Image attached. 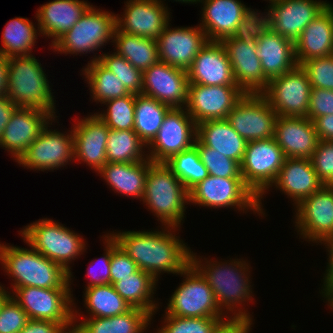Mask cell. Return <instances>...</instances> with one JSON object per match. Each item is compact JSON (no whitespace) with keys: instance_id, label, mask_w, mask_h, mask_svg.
Returning <instances> with one entry per match:
<instances>
[{"instance_id":"obj_56","label":"cell","mask_w":333,"mask_h":333,"mask_svg":"<svg viewBox=\"0 0 333 333\" xmlns=\"http://www.w3.org/2000/svg\"><path fill=\"white\" fill-rule=\"evenodd\" d=\"M313 123L319 140L333 141V114L317 117Z\"/></svg>"},{"instance_id":"obj_36","label":"cell","mask_w":333,"mask_h":333,"mask_svg":"<svg viewBox=\"0 0 333 333\" xmlns=\"http://www.w3.org/2000/svg\"><path fill=\"white\" fill-rule=\"evenodd\" d=\"M113 42L116 53L142 73L159 61L156 39L127 34L116 28Z\"/></svg>"},{"instance_id":"obj_11","label":"cell","mask_w":333,"mask_h":333,"mask_svg":"<svg viewBox=\"0 0 333 333\" xmlns=\"http://www.w3.org/2000/svg\"><path fill=\"white\" fill-rule=\"evenodd\" d=\"M189 203L203 207L238 208L260 215L259 199L245 185L243 178H221L207 176L189 191ZM249 209V210H248Z\"/></svg>"},{"instance_id":"obj_42","label":"cell","mask_w":333,"mask_h":333,"mask_svg":"<svg viewBox=\"0 0 333 333\" xmlns=\"http://www.w3.org/2000/svg\"><path fill=\"white\" fill-rule=\"evenodd\" d=\"M165 164L188 191L209 176V172L201 161L195 146L175 154Z\"/></svg>"},{"instance_id":"obj_44","label":"cell","mask_w":333,"mask_h":333,"mask_svg":"<svg viewBox=\"0 0 333 333\" xmlns=\"http://www.w3.org/2000/svg\"><path fill=\"white\" fill-rule=\"evenodd\" d=\"M100 55L90 61L98 60L105 68L118 76L130 93L142 94L143 73L140 70L116 52Z\"/></svg>"},{"instance_id":"obj_19","label":"cell","mask_w":333,"mask_h":333,"mask_svg":"<svg viewBox=\"0 0 333 333\" xmlns=\"http://www.w3.org/2000/svg\"><path fill=\"white\" fill-rule=\"evenodd\" d=\"M123 14L116 16L120 32L158 39L170 20L166 4L159 0H127Z\"/></svg>"},{"instance_id":"obj_34","label":"cell","mask_w":333,"mask_h":333,"mask_svg":"<svg viewBox=\"0 0 333 333\" xmlns=\"http://www.w3.org/2000/svg\"><path fill=\"white\" fill-rule=\"evenodd\" d=\"M197 139L207 147L241 164L247 141L226 120H209L197 124Z\"/></svg>"},{"instance_id":"obj_61","label":"cell","mask_w":333,"mask_h":333,"mask_svg":"<svg viewBox=\"0 0 333 333\" xmlns=\"http://www.w3.org/2000/svg\"><path fill=\"white\" fill-rule=\"evenodd\" d=\"M11 292L7 291L3 285H0V310L1 307L3 306V304L5 303V301L10 297Z\"/></svg>"},{"instance_id":"obj_33","label":"cell","mask_w":333,"mask_h":333,"mask_svg":"<svg viewBox=\"0 0 333 333\" xmlns=\"http://www.w3.org/2000/svg\"><path fill=\"white\" fill-rule=\"evenodd\" d=\"M152 163L150 159L132 163L107 162L97 174L106 180L113 191L142 201L146 176Z\"/></svg>"},{"instance_id":"obj_26","label":"cell","mask_w":333,"mask_h":333,"mask_svg":"<svg viewBox=\"0 0 333 333\" xmlns=\"http://www.w3.org/2000/svg\"><path fill=\"white\" fill-rule=\"evenodd\" d=\"M273 138L286 158L310 159L319 142L315 125L307 117L277 116Z\"/></svg>"},{"instance_id":"obj_47","label":"cell","mask_w":333,"mask_h":333,"mask_svg":"<svg viewBox=\"0 0 333 333\" xmlns=\"http://www.w3.org/2000/svg\"><path fill=\"white\" fill-rule=\"evenodd\" d=\"M164 326L156 333H212L218 324L226 318L213 317H177L164 316Z\"/></svg>"},{"instance_id":"obj_58","label":"cell","mask_w":333,"mask_h":333,"mask_svg":"<svg viewBox=\"0 0 333 333\" xmlns=\"http://www.w3.org/2000/svg\"><path fill=\"white\" fill-rule=\"evenodd\" d=\"M8 88V58L0 52V96L7 95Z\"/></svg>"},{"instance_id":"obj_59","label":"cell","mask_w":333,"mask_h":333,"mask_svg":"<svg viewBox=\"0 0 333 333\" xmlns=\"http://www.w3.org/2000/svg\"><path fill=\"white\" fill-rule=\"evenodd\" d=\"M323 244H326L325 247L328 249L327 252H329V257L327 258L329 260L327 263L326 273L323 278V285H325L333 277V233Z\"/></svg>"},{"instance_id":"obj_15","label":"cell","mask_w":333,"mask_h":333,"mask_svg":"<svg viewBox=\"0 0 333 333\" xmlns=\"http://www.w3.org/2000/svg\"><path fill=\"white\" fill-rule=\"evenodd\" d=\"M53 118L41 131L37 139L29 145L25 153L17 161L22 167L32 170H55L74 161L73 130L64 134L49 129ZM49 129V130H48Z\"/></svg>"},{"instance_id":"obj_32","label":"cell","mask_w":333,"mask_h":333,"mask_svg":"<svg viewBox=\"0 0 333 333\" xmlns=\"http://www.w3.org/2000/svg\"><path fill=\"white\" fill-rule=\"evenodd\" d=\"M74 306L73 333H143L151 324L152 315L141 309L132 307L126 313L113 317L85 318L78 322L77 309ZM77 324H76V323Z\"/></svg>"},{"instance_id":"obj_8","label":"cell","mask_w":333,"mask_h":333,"mask_svg":"<svg viewBox=\"0 0 333 333\" xmlns=\"http://www.w3.org/2000/svg\"><path fill=\"white\" fill-rule=\"evenodd\" d=\"M99 10L91 5L79 21L50 46L52 50L62 54H86L113 41L117 15Z\"/></svg>"},{"instance_id":"obj_62","label":"cell","mask_w":333,"mask_h":333,"mask_svg":"<svg viewBox=\"0 0 333 333\" xmlns=\"http://www.w3.org/2000/svg\"><path fill=\"white\" fill-rule=\"evenodd\" d=\"M159 1H161L163 3L162 0H159ZM174 1L181 2V3H190V4L195 3V4H197L199 0H174Z\"/></svg>"},{"instance_id":"obj_25","label":"cell","mask_w":333,"mask_h":333,"mask_svg":"<svg viewBox=\"0 0 333 333\" xmlns=\"http://www.w3.org/2000/svg\"><path fill=\"white\" fill-rule=\"evenodd\" d=\"M79 120L73 125L74 160L98 172L107 163L109 128L96 113Z\"/></svg>"},{"instance_id":"obj_49","label":"cell","mask_w":333,"mask_h":333,"mask_svg":"<svg viewBox=\"0 0 333 333\" xmlns=\"http://www.w3.org/2000/svg\"><path fill=\"white\" fill-rule=\"evenodd\" d=\"M310 160L319 180L333 186V141L319 140Z\"/></svg>"},{"instance_id":"obj_18","label":"cell","mask_w":333,"mask_h":333,"mask_svg":"<svg viewBox=\"0 0 333 333\" xmlns=\"http://www.w3.org/2000/svg\"><path fill=\"white\" fill-rule=\"evenodd\" d=\"M187 71L158 61L143 72L142 94L171 108H184L188 100Z\"/></svg>"},{"instance_id":"obj_37","label":"cell","mask_w":333,"mask_h":333,"mask_svg":"<svg viewBox=\"0 0 333 333\" xmlns=\"http://www.w3.org/2000/svg\"><path fill=\"white\" fill-rule=\"evenodd\" d=\"M171 109L167 104L146 96L136 94L134 132L148 146L158 133L165 115Z\"/></svg>"},{"instance_id":"obj_35","label":"cell","mask_w":333,"mask_h":333,"mask_svg":"<svg viewBox=\"0 0 333 333\" xmlns=\"http://www.w3.org/2000/svg\"><path fill=\"white\" fill-rule=\"evenodd\" d=\"M157 282L151 274L139 269L115 282L113 287L131 307L141 308L154 316L159 306L153 298Z\"/></svg>"},{"instance_id":"obj_57","label":"cell","mask_w":333,"mask_h":333,"mask_svg":"<svg viewBox=\"0 0 333 333\" xmlns=\"http://www.w3.org/2000/svg\"><path fill=\"white\" fill-rule=\"evenodd\" d=\"M18 108L7 95L0 96V139L14 111Z\"/></svg>"},{"instance_id":"obj_23","label":"cell","mask_w":333,"mask_h":333,"mask_svg":"<svg viewBox=\"0 0 333 333\" xmlns=\"http://www.w3.org/2000/svg\"><path fill=\"white\" fill-rule=\"evenodd\" d=\"M53 118L45 110L18 107L3 131L0 147L17 162Z\"/></svg>"},{"instance_id":"obj_14","label":"cell","mask_w":333,"mask_h":333,"mask_svg":"<svg viewBox=\"0 0 333 333\" xmlns=\"http://www.w3.org/2000/svg\"><path fill=\"white\" fill-rule=\"evenodd\" d=\"M276 111L261 93H245L226 120L247 142L273 138Z\"/></svg>"},{"instance_id":"obj_40","label":"cell","mask_w":333,"mask_h":333,"mask_svg":"<svg viewBox=\"0 0 333 333\" xmlns=\"http://www.w3.org/2000/svg\"><path fill=\"white\" fill-rule=\"evenodd\" d=\"M145 147L147 148L146 144L134 130L109 129L106 146L107 162L132 163L149 159L148 154L144 153Z\"/></svg>"},{"instance_id":"obj_55","label":"cell","mask_w":333,"mask_h":333,"mask_svg":"<svg viewBox=\"0 0 333 333\" xmlns=\"http://www.w3.org/2000/svg\"><path fill=\"white\" fill-rule=\"evenodd\" d=\"M253 320L244 318H227L221 321L212 333H249Z\"/></svg>"},{"instance_id":"obj_27","label":"cell","mask_w":333,"mask_h":333,"mask_svg":"<svg viewBox=\"0 0 333 333\" xmlns=\"http://www.w3.org/2000/svg\"><path fill=\"white\" fill-rule=\"evenodd\" d=\"M298 65L304 61L333 55V5L329 3L294 42Z\"/></svg>"},{"instance_id":"obj_13","label":"cell","mask_w":333,"mask_h":333,"mask_svg":"<svg viewBox=\"0 0 333 333\" xmlns=\"http://www.w3.org/2000/svg\"><path fill=\"white\" fill-rule=\"evenodd\" d=\"M196 138L197 124L186 108H171L157 135L147 146L148 158L154 163H165L175 154L193 147Z\"/></svg>"},{"instance_id":"obj_28","label":"cell","mask_w":333,"mask_h":333,"mask_svg":"<svg viewBox=\"0 0 333 333\" xmlns=\"http://www.w3.org/2000/svg\"><path fill=\"white\" fill-rule=\"evenodd\" d=\"M272 186L292 198L297 206L324 184L319 180L310 159L286 158Z\"/></svg>"},{"instance_id":"obj_38","label":"cell","mask_w":333,"mask_h":333,"mask_svg":"<svg viewBox=\"0 0 333 333\" xmlns=\"http://www.w3.org/2000/svg\"><path fill=\"white\" fill-rule=\"evenodd\" d=\"M34 26L35 24L27 18H12L2 32L0 52L6 58L32 55V47L34 48L36 39H38L37 34L41 35L40 30H36Z\"/></svg>"},{"instance_id":"obj_52","label":"cell","mask_w":333,"mask_h":333,"mask_svg":"<svg viewBox=\"0 0 333 333\" xmlns=\"http://www.w3.org/2000/svg\"><path fill=\"white\" fill-rule=\"evenodd\" d=\"M104 238V245H105V252L104 255L101 259H97L99 264L97 266L100 268L96 271V269L93 268L94 266V261H91V265L88 267V272L87 276L90 277L91 281L87 283L85 288L88 287H93V286H99V285H105V284H111V275H110V262H111V235L110 234H105L103 236ZM102 261V262H101ZM95 264V265H96ZM97 273H96V272ZM99 274V275H98Z\"/></svg>"},{"instance_id":"obj_7","label":"cell","mask_w":333,"mask_h":333,"mask_svg":"<svg viewBox=\"0 0 333 333\" xmlns=\"http://www.w3.org/2000/svg\"><path fill=\"white\" fill-rule=\"evenodd\" d=\"M285 159L283 150L274 138L247 142L240 172L245 185L259 199L261 216L265 214L261 199L274 183Z\"/></svg>"},{"instance_id":"obj_16","label":"cell","mask_w":333,"mask_h":333,"mask_svg":"<svg viewBox=\"0 0 333 333\" xmlns=\"http://www.w3.org/2000/svg\"><path fill=\"white\" fill-rule=\"evenodd\" d=\"M245 92L239 86L188 84L186 111L196 124L223 120Z\"/></svg>"},{"instance_id":"obj_51","label":"cell","mask_w":333,"mask_h":333,"mask_svg":"<svg viewBox=\"0 0 333 333\" xmlns=\"http://www.w3.org/2000/svg\"><path fill=\"white\" fill-rule=\"evenodd\" d=\"M111 284L139 270L137 264L117 245L111 236Z\"/></svg>"},{"instance_id":"obj_41","label":"cell","mask_w":333,"mask_h":333,"mask_svg":"<svg viewBox=\"0 0 333 333\" xmlns=\"http://www.w3.org/2000/svg\"><path fill=\"white\" fill-rule=\"evenodd\" d=\"M84 305L90 317H113L129 311L132 307L115 291L112 284L85 288Z\"/></svg>"},{"instance_id":"obj_30","label":"cell","mask_w":333,"mask_h":333,"mask_svg":"<svg viewBox=\"0 0 333 333\" xmlns=\"http://www.w3.org/2000/svg\"><path fill=\"white\" fill-rule=\"evenodd\" d=\"M91 5L82 0H53L41 5L36 11L37 28L48 38L51 45L69 31Z\"/></svg>"},{"instance_id":"obj_54","label":"cell","mask_w":333,"mask_h":333,"mask_svg":"<svg viewBox=\"0 0 333 333\" xmlns=\"http://www.w3.org/2000/svg\"><path fill=\"white\" fill-rule=\"evenodd\" d=\"M19 333H69L61 324L48 320L29 319Z\"/></svg>"},{"instance_id":"obj_10","label":"cell","mask_w":333,"mask_h":333,"mask_svg":"<svg viewBox=\"0 0 333 333\" xmlns=\"http://www.w3.org/2000/svg\"><path fill=\"white\" fill-rule=\"evenodd\" d=\"M180 275L185 279L168 300L165 315L228 318L218 307L210 285L191 263Z\"/></svg>"},{"instance_id":"obj_2","label":"cell","mask_w":333,"mask_h":333,"mask_svg":"<svg viewBox=\"0 0 333 333\" xmlns=\"http://www.w3.org/2000/svg\"><path fill=\"white\" fill-rule=\"evenodd\" d=\"M204 259L205 263H203V259L197 257L196 253L191 252V264L210 285L221 312L223 313L225 311L223 309H227L224 314L227 316V311H230L233 313L229 316L230 318L252 320V315L247 312L248 310L241 308L247 301L253 300L248 262L246 263L244 259H233L229 261L230 263Z\"/></svg>"},{"instance_id":"obj_29","label":"cell","mask_w":333,"mask_h":333,"mask_svg":"<svg viewBox=\"0 0 333 333\" xmlns=\"http://www.w3.org/2000/svg\"><path fill=\"white\" fill-rule=\"evenodd\" d=\"M198 3L204 4L200 27L208 41H222L231 37L247 8L239 0H199Z\"/></svg>"},{"instance_id":"obj_12","label":"cell","mask_w":333,"mask_h":333,"mask_svg":"<svg viewBox=\"0 0 333 333\" xmlns=\"http://www.w3.org/2000/svg\"><path fill=\"white\" fill-rule=\"evenodd\" d=\"M311 84L305 70L297 65L283 75L271 79L261 93L277 116L308 117Z\"/></svg>"},{"instance_id":"obj_1","label":"cell","mask_w":333,"mask_h":333,"mask_svg":"<svg viewBox=\"0 0 333 333\" xmlns=\"http://www.w3.org/2000/svg\"><path fill=\"white\" fill-rule=\"evenodd\" d=\"M161 231H113L110 235L138 266L157 281L160 273L180 274L191 263V249L174 233L178 227ZM173 233H172V231Z\"/></svg>"},{"instance_id":"obj_39","label":"cell","mask_w":333,"mask_h":333,"mask_svg":"<svg viewBox=\"0 0 333 333\" xmlns=\"http://www.w3.org/2000/svg\"><path fill=\"white\" fill-rule=\"evenodd\" d=\"M82 69L90 87L91 96L96 103L103 104L111 99L130 94L118 76L105 68L98 60L88 62L85 69Z\"/></svg>"},{"instance_id":"obj_24","label":"cell","mask_w":333,"mask_h":333,"mask_svg":"<svg viewBox=\"0 0 333 333\" xmlns=\"http://www.w3.org/2000/svg\"><path fill=\"white\" fill-rule=\"evenodd\" d=\"M189 83L205 86H238L227 51L221 41H208L187 69Z\"/></svg>"},{"instance_id":"obj_31","label":"cell","mask_w":333,"mask_h":333,"mask_svg":"<svg viewBox=\"0 0 333 333\" xmlns=\"http://www.w3.org/2000/svg\"><path fill=\"white\" fill-rule=\"evenodd\" d=\"M257 54L268 81L294 69L298 63L294 42L270 30L257 40Z\"/></svg>"},{"instance_id":"obj_3","label":"cell","mask_w":333,"mask_h":333,"mask_svg":"<svg viewBox=\"0 0 333 333\" xmlns=\"http://www.w3.org/2000/svg\"><path fill=\"white\" fill-rule=\"evenodd\" d=\"M0 244V263L12 277V288H70L69 273L34 248Z\"/></svg>"},{"instance_id":"obj_5","label":"cell","mask_w":333,"mask_h":333,"mask_svg":"<svg viewBox=\"0 0 333 333\" xmlns=\"http://www.w3.org/2000/svg\"><path fill=\"white\" fill-rule=\"evenodd\" d=\"M41 63L33 55L8 58L7 97L18 107L48 111L56 118L54 96Z\"/></svg>"},{"instance_id":"obj_45","label":"cell","mask_w":333,"mask_h":333,"mask_svg":"<svg viewBox=\"0 0 333 333\" xmlns=\"http://www.w3.org/2000/svg\"><path fill=\"white\" fill-rule=\"evenodd\" d=\"M194 146L209 175L221 178H242L240 164L237 161L205 146L197 138Z\"/></svg>"},{"instance_id":"obj_20","label":"cell","mask_w":333,"mask_h":333,"mask_svg":"<svg viewBox=\"0 0 333 333\" xmlns=\"http://www.w3.org/2000/svg\"><path fill=\"white\" fill-rule=\"evenodd\" d=\"M169 24L157 39L159 61L187 71L208 39L200 25L171 29Z\"/></svg>"},{"instance_id":"obj_17","label":"cell","mask_w":333,"mask_h":333,"mask_svg":"<svg viewBox=\"0 0 333 333\" xmlns=\"http://www.w3.org/2000/svg\"><path fill=\"white\" fill-rule=\"evenodd\" d=\"M295 207L297 232L305 241L323 244L333 233V186L324 185Z\"/></svg>"},{"instance_id":"obj_50","label":"cell","mask_w":333,"mask_h":333,"mask_svg":"<svg viewBox=\"0 0 333 333\" xmlns=\"http://www.w3.org/2000/svg\"><path fill=\"white\" fill-rule=\"evenodd\" d=\"M28 320L27 313L10 296L0 310V333H19Z\"/></svg>"},{"instance_id":"obj_9","label":"cell","mask_w":333,"mask_h":333,"mask_svg":"<svg viewBox=\"0 0 333 333\" xmlns=\"http://www.w3.org/2000/svg\"><path fill=\"white\" fill-rule=\"evenodd\" d=\"M13 298L29 319L61 324L69 333L74 329V299L71 288L21 287L12 289Z\"/></svg>"},{"instance_id":"obj_21","label":"cell","mask_w":333,"mask_h":333,"mask_svg":"<svg viewBox=\"0 0 333 333\" xmlns=\"http://www.w3.org/2000/svg\"><path fill=\"white\" fill-rule=\"evenodd\" d=\"M317 0H278L270 2L271 30L295 42L309 23L328 5Z\"/></svg>"},{"instance_id":"obj_60","label":"cell","mask_w":333,"mask_h":333,"mask_svg":"<svg viewBox=\"0 0 333 333\" xmlns=\"http://www.w3.org/2000/svg\"><path fill=\"white\" fill-rule=\"evenodd\" d=\"M323 290H321L320 293L325 297L324 299L327 300L328 305L333 310V277L322 287Z\"/></svg>"},{"instance_id":"obj_22","label":"cell","mask_w":333,"mask_h":333,"mask_svg":"<svg viewBox=\"0 0 333 333\" xmlns=\"http://www.w3.org/2000/svg\"><path fill=\"white\" fill-rule=\"evenodd\" d=\"M221 42L227 51L237 85L245 93H262L269 81L263 74L257 42L246 43L232 36Z\"/></svg>"},{"instance_id":"obj_48","label":"cell","mask_w":333,"mask_h":333,"mask_svg":"<svg viewBox=\"0 0 333 333\" xmlns=\"http://www.w3.org/2000/svg\"><path fill=\"white\" fill-rule=\"evenodd\" d=\"M300 66L307 73L312 88L333 90V55L311 58Z\"/></svg>"},{"instance_id":"obj_43","label":"cell","mask_w":333,"mask_h":333,"mask_svg":"<svg viewBox=\"0 0 333 333\" xmlns=\"http://www.w3.org/2000/svg\"><path fill=\"white\" fill-rule=\"evenodd\" d=\"M135 97L130 93L126 96L111 99L104 104L108 107L103 113L96 115L112 130H133L135 120Z\"/></svg>"},{"instance_id":"obj_4","label":"cell","mask_w":333,"mask_h":333,"mask_svg":"<svg viewBox=\"0 0 333 333\" xmlns=\"http://www.w3.org/2000/svg\"><path fill=\"white\" fill-rule=\"evenodd\" d=\"M142 201L164 226L181 227L189 191L165 163L149 167Z\"/></svg>"},{"instance_id":"obj_53","label":"cell","mask_w":333,"mask_h":333,"mask_svg":"<svg viewBox=\"0 0 333 333\" xmlns=\"http://www.w3.org/2000/svg\"><path fill=\"white\" fill-rule=\"evenodd\" d=\"M328 114H333V90L312 88L307 118L314 121L317 117Z\"/></svg>"},{"instance_id":"obj_46","label":"cell","mask_w":333,"mask_h":333,"mask_svg":"<svg viewBox=\"0 0 333 333\" xmlns=\"http://www.w3.org/2000/svg\"><path fill=\"white\" fill-rule=\"evenodd\" d=\"M264 13L260 14L258 10L255 12L254 9L247 7L243 11L241 22L237 25L232 37L246 43L257 42L258 39L264 37L271 30L269 14Z\"/></svg>"},{"instance_id":"obj_6","label":"cell","mask_w":333,"mask_h":333,"mask_svg":"<svg viewBox=\"0 0 333 333\" xmlns=\"http://www.w3.org/2000/svg\"><path fill=\"white\" fill-rule=\"evenodd\" d=\"M20 234L29 247L62 266L69 273V280H72L69 264L87 249L82 236L48 218L26 225Z\"/></svg>"}]
</instances>
